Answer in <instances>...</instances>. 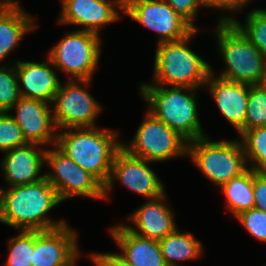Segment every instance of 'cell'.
I'll list each match as a JSON object with an SVG mask.
<instances>
[{"instance_id":"obj_15","label":"cell","mask_w":266,"mask_h":266,"mask_svg":"<svg viewBox=\"0 0 266 266\" xmlns=\"http://www.w3.org/2000/svg\"><path fill=\"white\" fill-rule=\"evenodd\" d=\"M51 104L21 97L11 108V114L20 127L27 143L56 145L57 128L53 120ZM56 132V133H55Z\"/></svg>"},{"instance_id":"obj_29","label":"cell","mask_w":266,"mask_h":266,"mask_svg":"<svg viewBox=\"0 0 266 266\" xmlns=\"http://www.w3.org/2000/svg\"><path fill=\"white\" fill-rule=\"evenodd\" d=\"M26 144L22 131L10 112H0V151L6 152Z\"/></svg>"},{"instance_id":"obj_3","label":"cell","mask_w":266,"mask_h":266,"mask_svg":"<svg viewBox=\"0 0 266 266\" xmlns=\"http://www.w3.org/2000/svg\"><path fill=\"white\" fill-rule=\"evenodd\" d=\"M139 87L148 111L188 142L207 136L198 117V89L150 83H141Z\"/></svg>"},{"instance_id":"obj_27","label":"cell","mask_w":266,"mask_h":266,"mask_svg":"<svg viewBox=\"0 0 266 266\" xmlns=\"http://www.w3.org/2000/svg\"><path fill=\"white\" fill-rule=\"evenodd\" d=\"M19 231L16 236L9 239V253L4 266H32L34 230Z\"/></svg>"},{"instance_id":"obj_32","label":"cell","mask_w":266,"mask_h":266,"mask_svg":"<svg viewBox=\"0 0 266 266\" xmlns=\"http://www.w3.org/2000/svg\"><path fill=\"white\" fill-rule=\"evenodd\" d=\"M254 208L266 212V171L253 170Z\"/></svg>"},{"instance_id":"obj_21","label":"cell","mask_w":266,"mask_h":266,"mask_svg":"<svg viewBox=\"0 0 266 266\" xmlns=\"http://www.w3.org/2000/svg\"><path fill=\"white\" fill-rule=\"evenodd\" d=\"M24 10L17 0L0 1V61L20 45L26 33L38 26Z\"/></svg>"},{"instance_id":"obj_7","label":"cell","mask_w":266,"mask_h":266,"mask_svg":"<svg viewBox=\"0 0 266 266\" xmlns=\"http://www.w3.org/2000/svg\"><path fill=\"white\" fill-rule=\"evenodd\" d=\"M101 42L100 35L77 29L68 32L46 56L71 80H92L100 61Z\"/></svg>"},{"instance_id":"obj_28","label":"cell","mask_w":266,"mask_h":266,"mask_svg":"<svg viewBox=\"0 0 266 266\" xmlns=\"http://www.w3.org/2000/svg\"><path fill=\"white\" fill-rule=\"evenodd\" d=\"M20 98L15 63L14 66L9 67L2 65L0 67V112H10Z\"/></svg>"},{"instance_id":"obj_31","label":"cell","mask_w":266,"mask_h":266,"mask_svg":"<svg viewBox=\"0 0 266 266\" xmlns=\"http://www.w3.org/2000/svg\"><path fill=\"white\" fill-rule=\"evenodd\" d=\"M169 4L182 18H184L194 29L197 26L194 24L198 14V9L203 7L202 0H163Z\"/></svg>"},{"instance_id":"obj_17","label":"cell","mask_w":266,"mask_h":266,"mask_svg":"<svg viewBox=\"0 0 266 266\" xmlns=\"http://www.w3.org/2000/svg\"><path fill=\"white\" fill-rule=\"evenodd\" d=\"M166 200V193L157 198L148 199L127 218L135 227L126 224L124 226L144 238L155 241L165 238L177 228L173 211Z\"/></svg>"},{"instance_id":"obj_23","label":"cell","mask_w":266,"mask_h":266,"mask_svg":"<svg viewBox=\"0 0 266 266\" xmlns=\"http://www.w3.org/2000/svg\"><path fill=\"white\" fill-rule=\"evenodd\" d=\"M226 198V209L233 216L254 208L253 169L248 168L241 175L230 179L221 187Z\"/></svg>"},{"instance_id":"obj_18","label":"cell","mask_w":266,"mask_h":266,"mask_svg":"<svg viewBox=\"0 0 266 266\" xmlns=\"http://www.w3.org/2000/svg\"><path fill=\"white\" fill-rule=\"evenodd\" d=\"M40 146L27 143L4 152L1 168L9 187L32 184L45 178V174L40 173L45 165L46 149L41 150Z\"/></svg>"},{"instance_id":"obj_30","label":"cell","mask_w":266,"mask_h":266,"mask_svg":"<svg viewBox=\"0 0 266 266\" xmlns=\"http://www.w3.org/2000/svg\"><path fill=\"white\" fill-rule=\"evenodd\" d=\"M256 240L266 243V212L252 208L235 217Z\"/></svg>"},{"instance_id":"obj_22","label":"cell","mask_w":266,"mask_h":266,"mask_svg":"<svg viewBox=\"0 0 266 266\" xmlns=\"http://www.w3.org/2000/svg\"><path fill=\"white\" fill-rule=\"evenodd\" d=\"M176 228L172 233L158 241L167 266H179L181 261L200 258L203 252L202 242L195 239L191 232L183 233ZM178 263V264H177Z\"/></svg>"},{"instance_id":"obj_24","label":"cell","mask_w":266,"mask_h":266,"mask_svg":"<svg viewBox=\"0 0 266 266\" xmlns=\"http://www.w3.org/2000/svg\"><path fill=\"white\" fill-rule=\"evenodd\" d=\"M242 24L236 18L220 16L218 23H233L263 54L266 59V9L249 11Z\"/></svg>"},{"instance_id":"obj_8","label":"cell","mask_w":266,"mask_h":266,"mask_svg":"<svg viewBox=\"0 0 266 266\" xmlns=\"http://www.w3.org/2000/svg\"><path fill=\"white\" fill-rule=\"evenodd\" d=\"M129 144L122 148L129 154L152 162L187 156L188 141L148 110Z\"/></svg>"},{"instance_id":"obj_34","label":"cell","mask_w":266,"mask_h":266,"mask_svg":"<svg viewBox=\"0 0 266 266\" xmlns=\"http://www.w3.org/2000/svg\"><path fill=\"white\" fill-rule=\"evenodd\" d=\"M251 0H202L203 7L216 8L218 10L238 12L243 11Z\"/></svg>"},{"instance_id":"obj_11","label":"cell","mask_w":266,"mask_h":266,"mask_svg":"<svg viewBox=\"0 0 266 266\" xmlns=\"http://www.w3.org/2000/svg\"><path fill=\"white\" fill-rule=\"evenodd\" d=\"M149 163L153 162L135 157L121 147L114 156L109 179L104 185V200L109 198V191L113 190L115 180L145 199L163 195L165 187L157 174L149 168Z\"/></svg>"},{"instance_id":"obj_12","label":"cell","mask_w":266,"mask_h":266,"mask_svg":"<svg viewBox=\"0 0 266 266\" xmlns=\"http://www.w3.org/2000/svg\"><path fill=\"white\" fill-rule=\"evenodd\" d=\"M123 14L144 28L155 31L158 35L157 44L182 40L195 30L163 0H138Z\"/></svg>"},{"instance_id":"obj_35","label":"cell","mask_w":266,"mask_h":266,"mask_svg":"<svg viewBox=\"0 0 266 266\" xmlns=\"http://www.w3.org/2000/svg\"><path fill=\"white\" fill-rule=\"evenodd\" d=\"M123 10V12L133 3L137 2L138 0H114Z\"/></svg>"},{"instance_id":"obj_20","label":"cell","mask_w":266,"mask_h":266,"mask_svg":"<svg viewBox=\"0 0 266 266\" xmlns=\"http://www.w3.org/2000/svg\"><path fill=\"white\" fill-rule=\"evenodd\" d=\"M109 233L120 249L119 255L132 266H167L158 241L134 234L124 223L112 226Z\"/></svg>"},{"instance_id":"obj_36","label":"cell","mask_w":266,"mask_h":266,"mask_svg":"<svg viewBox=\"0 0 266 266\" xmlns=\"http://www.w3.org/2000/svg\"><path fill=\"white\" fill-rule=\"evenodd\" d=\"M261 85L264 87V89L266 90V76L264 77V79L261 82Z\"/></svg>"},{"instance_id":"obj_1","label":"cell","mask_w":266,"mask_h":266,"mask_svg":"<svg viewBox=\"0 0 266 266\" xmlns=\"http://www.w3.org/2000/svg\"><path fill=\"white\" fill-rule=\"evenodd\" d=\"M0 188L1 223L16 230L36 231L55 229L67 223L63 219L56 221L47 217L62 201L45 178L32 184Z\"/></svg>"},{"instance_id":"obj_5","label":"cell","mask_w":266,"mask_h":266,"mask_svg":"<svg viewBox=\"0 0 266 266\" xmlns=\"http://www.w3.org/2000/svg\"><path fill=\"white\" fill-rule=\"evenodd\" d=\"M214 33L226 63L218 77L248 85L261 84L266 76V59L256 46L233 23H217Z\"/></svg>"},{"instance_id":"obj_6","label":"cell","mask_w":266,"mask_h":266,"mask_svg":"<svg viewBox=\"0 0 266 266\" xmlns=\"http://www.w3.org/2000/svg\"><path fill=\"white\" fill-rule=\"evenodd\" d=\"M187 157L217 187L241 175L249 166L243 145L238 139L212 141L205 136L189 141Z\"/></svg>"},{"instance_id":"obj_9","label":"cell","mask_w":266,"mask_h":266,"mask_svg":"<svg viewBox=\"0 0 266 266\" xmlns=\"http://www.w3.org/2000/svg\"><path fill=\"white\" fill-rule=\"evenodd\" d=\"M91 83V80H71L70 78L66 84L60 83L51 104L54 105L53 120L58 131L96 127L95 121L103 107L87 91L86 88Z\"/></svg>"},{"instance_id":"obj_19","label":"cell","mask_w":266,"mask_h":266,"mask_svg":"<svg viewBox=\"0 0 266 266\" xmlns=\"http://www.w3.org/2000/svg\"><path fill=\"white\" fill-rule=\"evenodd\" d=\"M213 68L205 86L222 116L239 132L245 123L249 85L215 76Z\"/></svg>"},{"instance_id":"obj_25","label":"cell","mask_w":266,"mask_h":266,"mask_svg":"<svg viewBox=\"0 0 266 266\" xmlns=\"http://www.w3.org/2000/svg\"><path fill=\"white\" fill-rule=\"evenodd\" d=\"M248 168L255 171H266V127L246 130L241 136Z\"/></svg>"},{"instance_id":"obj_14","label":"cell","mask_w":266,"mask_h":266,"mask_svg":"<svg viewBox=\"0 0 266 266\" xmlns=\"http://www.w3.org/2000/svg\"><path fill=\"white\" fill-rule=\"evenodd\" d=\"M59 24L84 26L82 29L100 35L101 28L120 20L122 8L114 0H60ZM119 9V11H118ZM120 12V13H119Z\"/></svg>"},{"instance_id":"obj_33","label":"cell","mask_w":266,"mask_h":266,"mask_svg":"<svg viewBox=\"0 0 266 266\" xmlns=\"http://www.w3.org/2000/svg\"><path fill=\"white\" fill-rule=\"evenodd\" d=\"M90 259L96 266H132L119 253H90Z\"/></svg>"},{"instance_id":"obj_26","label":"cell","mask_w":266,"mask_h":266,"mask_svg":"<svg viewBox=\"0 0 266 266\" xmlns=\"http://www.w3.org/2000/svg\"><path fill=\"white\" fill-rule=\"evenodd\" d=\"M257 127H266V90L261 84L249 85L246 118L239 136Z\"/></svg>"},{"instance_id":"obj_16","label":"cell","mask_w":266,"mask_h":266,"mask_svg":"<svg viewBox=\"0 0 266 266\" xmlns=\"http://www.w3.org/2000/svg\"><path fill=\"white\" fill-rule=\"evenodd\" d=\"M53 66L48 56L41 63L15 61L20 96L52 104L61 83Z\"/></svg>"},{"instance_id":"obj_4","label":"cell","mask_w":266,"mask_h":266,"mask_svg":"<svg viewBox=\"0 0 266 266\" xmlns=\"http://www.w3.org/2000/svg\"><path fill=\"white\" fill-rule=\"evenodd\" d=\"M200 32L195 29L179 41L156 45L151 85L201 88L211 75V65L189 48L190 41Z\"/></svg>"},{"instance_id":"obj_10","label":"cell","mask_w":266,"mask_h":266,"mask_svg":"<svg viewBox=\"0 0 266 266\" xmlns=\"http://www.w3.org/2000/svg\"><path fill=\"white\" fill-rule=\"evenodd\" d=\"M45 163L51 167V171L44 173L45 179L55 188L62 202L78 196L104 199V186L56 145L46 149Z\"/></svg>"},{"instance_id":"obj_13","label":"cell","mask_w":266,"mask_h":266,"mask_svg":"<svg viewBox=\"0 0 266 266\" xmlns=\"http://www.w3.org/2000/svg\"><path fill=\"white\" fill-rule=\"evenodd\" d=\"M77 237L76 231L68 223L51 230H34L31 265L75 266L82 255L78 248Z\"/></svg>"},{"instance_id":"obj_2","label":"cell","mask_w":266,"mask_h":266,"mask_svg":"<svg viewBox=\"0 0 266 266\" xmlns=\"http://www.w3.org/2000/svg\"><path fill=\"white\" fill-rule=\"evenodd\" d=\"M118 136V131L106 128H69L57 131L56 146L104 186L114 156L122 147Z\"/></svg>"}]
</instances>
